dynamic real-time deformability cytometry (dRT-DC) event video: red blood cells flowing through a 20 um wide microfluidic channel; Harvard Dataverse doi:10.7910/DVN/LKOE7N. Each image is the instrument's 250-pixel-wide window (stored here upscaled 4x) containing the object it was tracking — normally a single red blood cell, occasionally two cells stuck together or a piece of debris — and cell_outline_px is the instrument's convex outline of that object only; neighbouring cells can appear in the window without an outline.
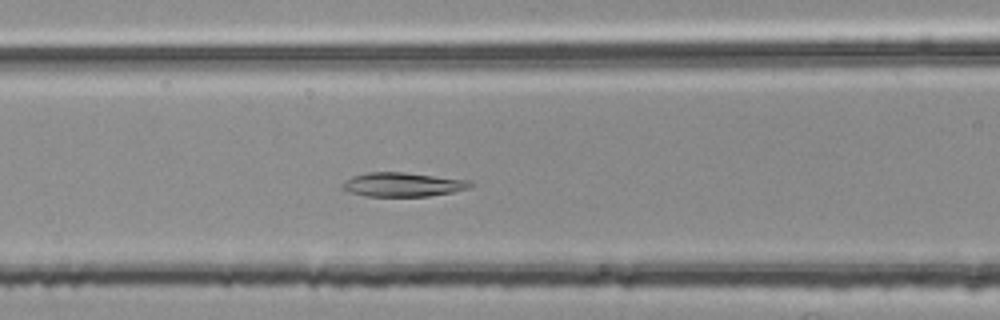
{"species": "common noctule bat (a hibernating species)", "species_latin": "Nyctalus noctula", "temperature_condition": "room temperature", "stored_images_in_passage": 43, "camera_frame_rate_fps": 3000, "um_per_image_px": 0.085, "animal": {"sex": "female", "body_mass_g": 25.1}, "frame": {"image": 1, "passage_image": 17, "time_ms": 5.333, "image_size_px": [1000, 320], "cell_outline_px": [[472, 184], [468, 188], [452, 192], [428, 196], [364, 196], [340, 188], [340, 184], [344, 180], [352, 176], [368, 172], [404, 172], [472, 180]], "centroid_in_image_um": [34.21, 15.68], "position_along_channel_um": 132.4, "area_um2": 18.03}}
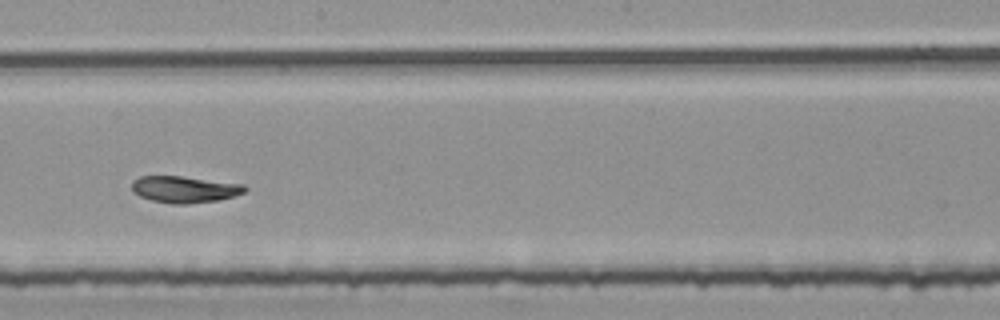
{"frame": {"image": 2, "passage_image": 25, "time_ms": 8.0, "image_size_px": [1000, 320], "cell_outline_px": [[248, 188], [244, 192], [220, 200], [188, 204], [172, 204], [152, 200], [140, 196], [132, 192], [132, 180], [140, 176], [180, 176], [244, 184]], "centroid_in_image_um": [15.67, 16.09], "position_along_channel_um": 232.5, "area_um2": 17.57}}
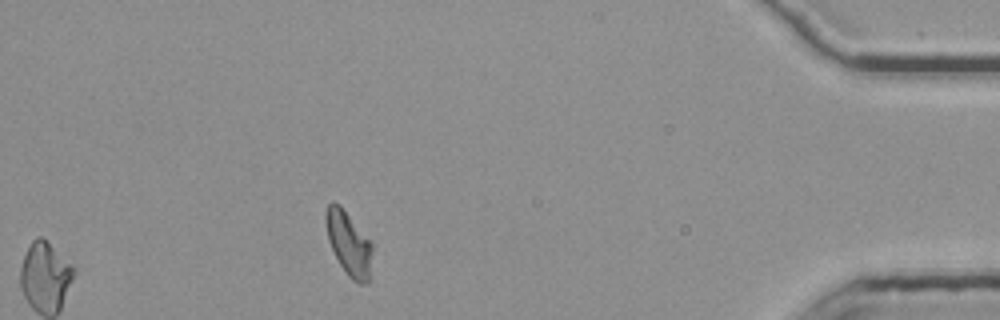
{"frame": {"image": 3, "passage_image": 43, "time_ms": 14.0, "image_size_px": [1000, 320], "cell_outline_px": [[372, 252], [368, 284], [360, 284], [352, 280], [348, 276], [340, 264], [328, 240], [324, 220], [324, 216], [328, 204], [332, 200], [340, 204], [372, 240]], "centroid_in_image_um": [29.64, 20.65], "position_along_channel_um": 405.6, "area_um2": 17.69}, "authors_computed_cell_mechanics": {"area_um2": 18.0914, "velocity_mm_per_s": 3.7679, "shape_relaxation_time_tau1_ms": 10.5079, "shape_relaxation_time_tau2_ms": null, "deformation_change_tau1": 0.219, "deformation_change_tau2": null}}